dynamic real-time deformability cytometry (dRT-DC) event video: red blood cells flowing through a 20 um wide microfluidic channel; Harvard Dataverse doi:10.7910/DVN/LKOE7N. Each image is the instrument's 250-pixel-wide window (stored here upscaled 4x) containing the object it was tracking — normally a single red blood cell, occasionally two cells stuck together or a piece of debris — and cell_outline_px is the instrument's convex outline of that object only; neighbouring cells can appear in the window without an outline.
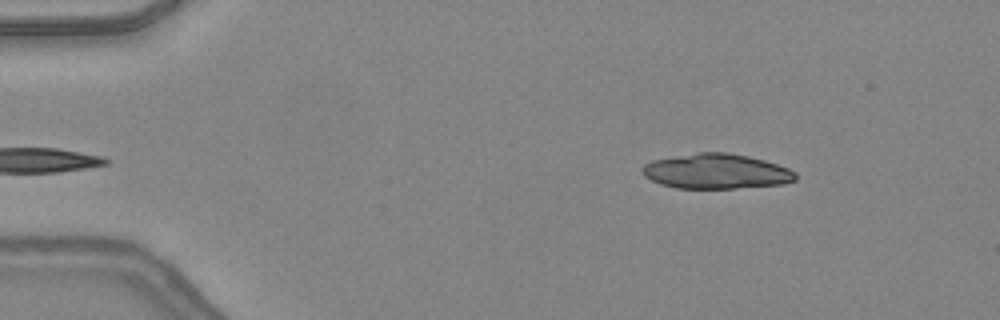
{"species": "common noctule bat (a hibernating species)", "species_latin": "Nyctalus noctula", "temperature_condition": "warm", "stored_images_in_passage": 41, "camera_frame_rate_fps": 3000, "um_per_image_px": 0.085, "animal": {"sex": "female", "body_mass_g": 24.6, "forearm_length_mm": 56.2}, "frame": {"image": 1, "passage_image": 1, "time_ms": 0.0, "image_size_px": [1000, 320], "cell_outline_px": [[796, 180], [784, 184], [732, 188], [676, 188], [660, 184], [644, 176], [644, 164], [652, 160], [700, 152], [728, 152], [748, 156], [764, 160], [788, 168], [796, 172]], "centroid_in_image_um": [60.91, 14.56], "position_along_channel_um": 24.1, "area_um2": 31.04}, "authors_computed_cell_mechanics": {"area_um2": 19.7676, "velocity_mm_per_s": 4.3957, "shape_relaxation_time_tau1_ms": null, "shape_relaxation_time_tau2_ms": 1.9376, "deformation_change_tau1": null, "deformation_change_tau2": 0.0794}}